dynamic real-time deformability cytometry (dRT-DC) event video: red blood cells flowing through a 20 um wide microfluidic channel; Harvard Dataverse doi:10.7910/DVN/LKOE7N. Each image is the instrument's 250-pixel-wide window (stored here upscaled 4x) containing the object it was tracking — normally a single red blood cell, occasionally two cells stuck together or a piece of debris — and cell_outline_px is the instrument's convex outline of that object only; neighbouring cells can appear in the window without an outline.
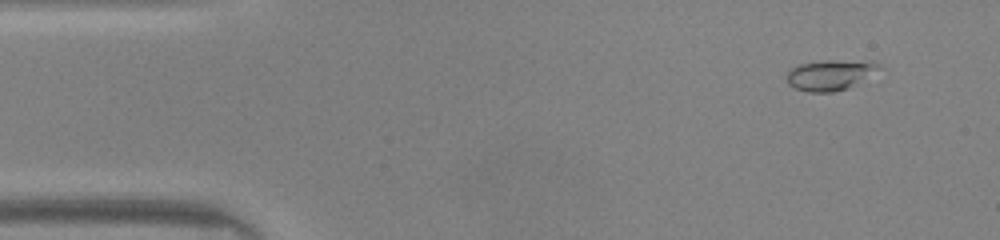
{"species": "common noctule bat (a hibernating species)", "species_latin": "Nyctalus noctula", "temperature_condition": "warm", "stored_images_in_passage": 44, "camera_frame_rate_fps": 3000, "um_per_image_px": 0.085, "animal": {"sex": "male", "body_mass_g": 20.0, "forearm_length_mm": 53.3}, "frame": {"image": 1, "passage_image": 1, "time_ms": 0.0, "image_size_px": [1000, 240], "cell_outline_px": [[884, 68], [848, 88], [832, 92], [808, 92], [796, 88], [788, 84], [784, 76], [792, 68], [800, 64], [824, 60], [828, 60], [876, 64]], "centroid_in_image_um": [70.48, 6.4], "position_along_channel_um": 14.5, "area_um2": 15.95}}
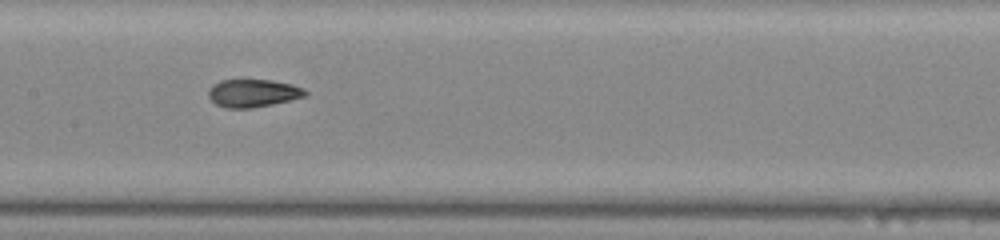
{"frame": {"image": 2, "passage_image": 20, "time_ms": 6.333, "image_size_px": [1000, 240], "cell_outline_px": [[308, 92], [304, 96], [272, 104], [248, 108], [228, 108], [216, 104], [208, 96], [208, 92], [212, 84], [220, 80], [272, 80], [292, 84]], "centroid_in_image_um": [21.46, 7.9], "position_along_channel_um": 185.9, "area_um2": 15.43}}
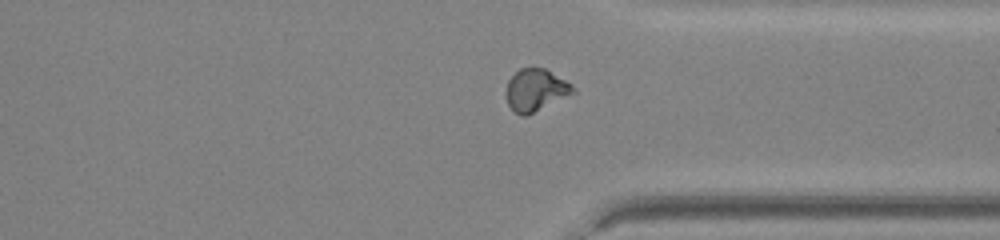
{"frame": {"image": 3, "passage_image": 33, "time_ms": 10.667, "image_size_px": [1000, 240], "cell_outline_px": [[576, 92], [528, 116], [520, 116], [512, 112], [508, 104], [504, 92], [508, 80], [520, 68], [544, 68], [572, 84], [576, 88]], "centroid_in_image_um": [45.51, 7.69], "position_along_channel_um": 365.9, "area_um2": 16.76}, "authors_computed_cell_mechanics": {"area_um2": 16.0106, "velocity_mm_per_s": 4.1926, "shape_relaxation_time_tau1_ms": 4.8729, "shape_relaxation_time_tau2_ms": 1.4335, "deformation_change_tau1": 0.1777, "deformation_change_tau2": 0.046}}